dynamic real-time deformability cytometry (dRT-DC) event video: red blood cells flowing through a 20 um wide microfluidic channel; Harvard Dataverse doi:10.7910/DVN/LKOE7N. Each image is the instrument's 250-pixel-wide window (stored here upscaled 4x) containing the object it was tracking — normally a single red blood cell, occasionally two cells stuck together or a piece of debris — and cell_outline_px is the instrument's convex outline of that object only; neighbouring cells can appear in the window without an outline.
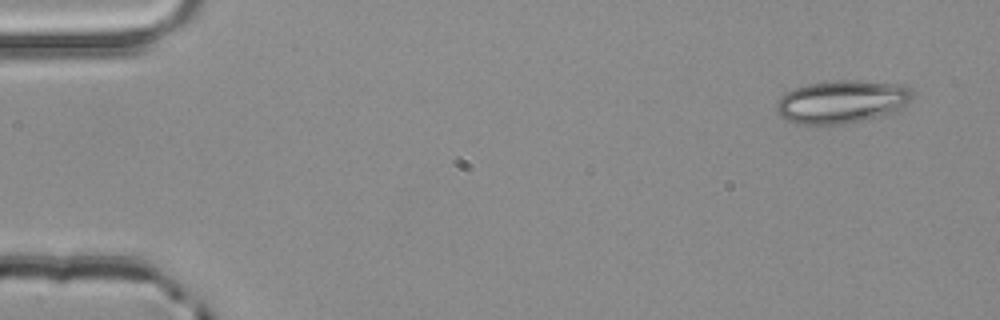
{"species": "common noctule bat (a hibernating species)", "species_latin": "Nyctalus noctula", "temperature_condition": "room temperature", "stored_images_in_passage": 4, "segment_of_instrument_passage": [2, 2], "camera_frame_rate_fps": 3000, "um_per_image_px": 0.085, "animal": {"sex": "male", "body_mass_g": 20.4}, "frame": {"image": 1, "passage_image": 4, "time_ms": 1.0, "image_size_px": [1000, 320], "cell_outline_px": [[912, 100], [908, 104], [892, 112], [876, 116], [840, 124], [800, 124], [784, 120], [776, 112], [776, 104], [780, 96], [784, 92], [792, 88], [808, 84], [832, 80], [860, 80], [908, 84], [912, 88]], "centroid_in_image_um": [71.54, 8.61], "position_along_channel_um": 13.5, "area_um2": 34.39}}